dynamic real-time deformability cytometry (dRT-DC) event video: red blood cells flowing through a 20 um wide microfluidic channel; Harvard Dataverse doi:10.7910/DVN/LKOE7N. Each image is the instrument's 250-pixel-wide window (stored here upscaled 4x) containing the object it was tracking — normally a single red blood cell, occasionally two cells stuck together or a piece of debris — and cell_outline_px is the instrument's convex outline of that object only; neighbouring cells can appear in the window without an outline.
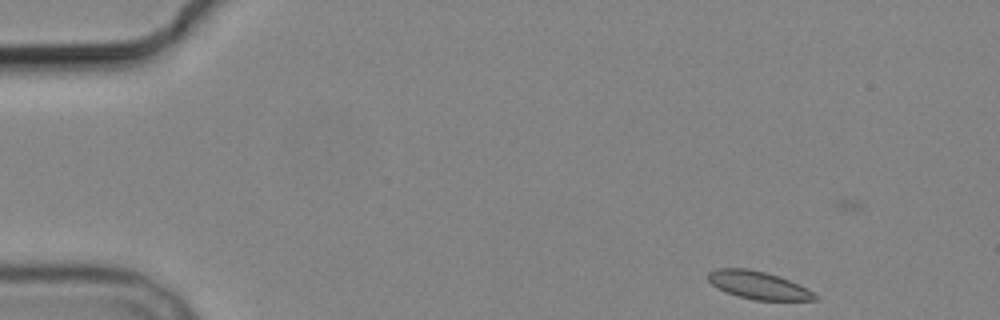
{"species": "common noctule bat (a hibernating species)", "species_latin": "Nyctalus noctula", "temperature_condition": "cold", "stored_images_in_passage": 5, "camera_frame_rate_fps": 3000, "um_per_image_px": 0.085, "animal": {"sex": "male", "body_mass_g": 19.2, "forearm_length_mm": 51.8}, "frame": {"image": 1, "passage_image": 1, "time_ms": 0.0, "image_size_px": [1000, 320], "cell_outline_px": [[820, 300], [756, 300], [740, 296], [716, 288], [708, 280], [708, 272], [716, 268], [748, 268], [780, 276], [820, 296]], "centroid_in_image_um": [64.44, 24.23], "position_along_channel_um": 20.6, "area_um2": 17.11}}
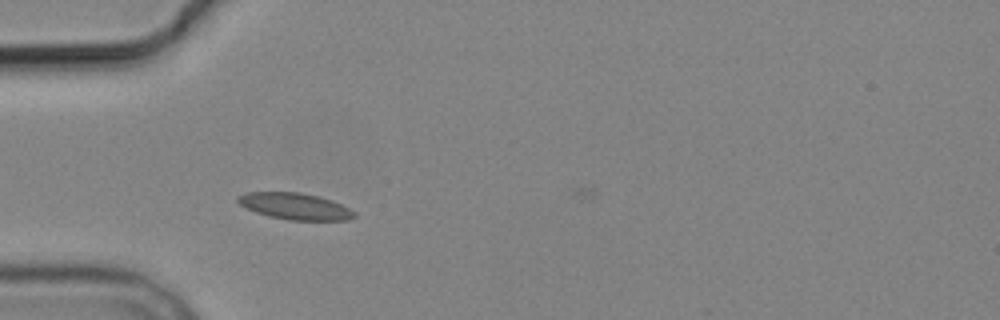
{"frame": {"image": 2, "passage_image": 4, "time_ms": 3.667, "image_size_px": [1000, 320], "cell_outline_px": [[356, 216], [348, 220], [288, 220], [268, 216], [256, 212], [240, 204], [236, 200], [236, 196], [248, 192], [300, 192], [332, 200], [356, 212]], "centroid_in_image_um": [25.07, 17.53], "position_along_channel_um": 59.9, "area_um2": 17.92}}